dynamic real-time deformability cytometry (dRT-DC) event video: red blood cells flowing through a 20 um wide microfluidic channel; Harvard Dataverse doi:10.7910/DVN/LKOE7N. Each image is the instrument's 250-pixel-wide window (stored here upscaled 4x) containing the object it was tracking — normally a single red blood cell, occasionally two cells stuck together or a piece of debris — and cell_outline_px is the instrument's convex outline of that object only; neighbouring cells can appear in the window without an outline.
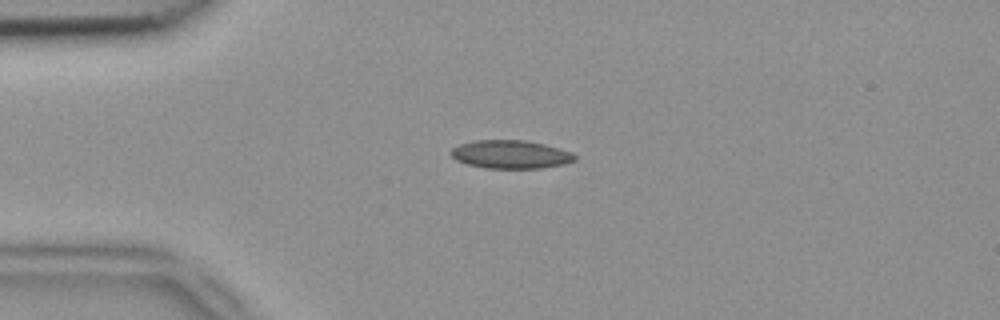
{"species": "common noctule bat (a hibernating species)", "species_latin": "Nyctalus noctula", "temperature_condition": "room temperature", "stored_images_in_passage": 41, "camera_frame_rate_fps": 3000, "um_per_image_px": 0.085, "animal": {"sex": "female", "body_mass_g": 18.4}, "frame": {"image": 1, "passage_image": 1, "time_ms": 0.0, "image_size_px": [1000, 320], "cell_outline_px": [[576, 160], [564, 164], [540, 168], [484, 168], [468, 164], [456, 160], [448, 152], [452, 148], [460, 144], [472, 140], [524, 140], [544, 144], [560, 148], [572, 152], [576, 156]], "centroid_in_image_um": [43.39, 13.12], "position_along_channel_um": 41.6, "area_um2": 20.52}}
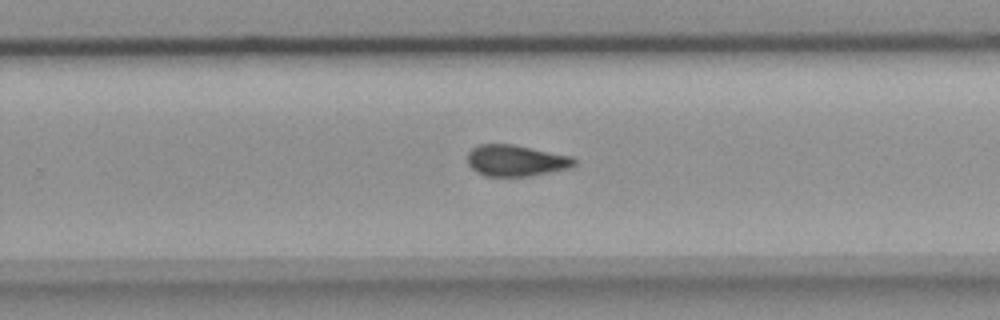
{"frame": {"image": 2, "passage_image": 22, "time_ms": 7.0, "image_size_px": [1000, 320], "cell_outline_px": [[576, 164], [572, 168], [552, 172], [528, 176], [484, 176], [476, 172], [468, 164], [468, 152], [472, 148], [480, 144], [512, 144], [572, 156], [576, 160]], "centroid_in_image_um": [43.87, 13.65], "position_along_channel_um": 285.9, "area_um2": 19.59}}
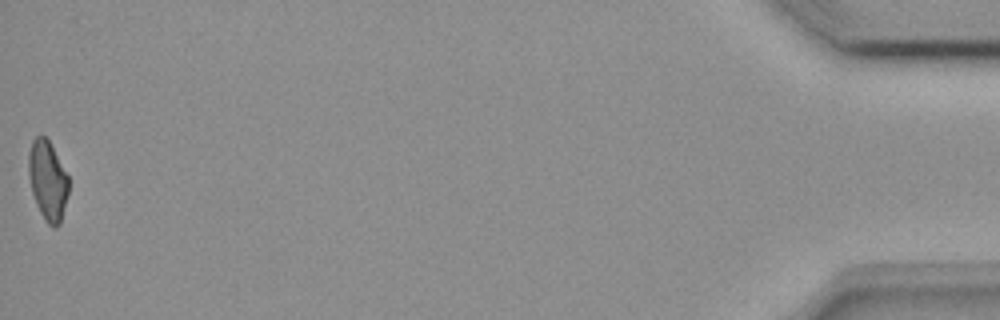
{"frame": {"image": 3, "passage_image": 41, "time_ms": 13.333, "image_size_px": [1000, 320], "cell_outline_px": [[68, 192], [60, 224], [56, 228], [52, 228], [44, 220], [36, 204], [32, 192], [28, 176], [28, 152], [32, 140], [36, 136], [44, 136], [48, 140], [68, 176]], "centroid_in_image_um": [4.03, 15.36], "position_along_channel_um": 431.2, "area_um2": 18.5}, "authors_computed_cell_mechanics": {"area_um2": 19.5942, "velocity_mm_per_s": 3.8355, "shape_relaxation_time_tau1_ms": null, "shape_relaxation_time_tau2_ms": 3.2925, "deformation_change_tau1": null, "deformation_change_tau2": 0.0866}}